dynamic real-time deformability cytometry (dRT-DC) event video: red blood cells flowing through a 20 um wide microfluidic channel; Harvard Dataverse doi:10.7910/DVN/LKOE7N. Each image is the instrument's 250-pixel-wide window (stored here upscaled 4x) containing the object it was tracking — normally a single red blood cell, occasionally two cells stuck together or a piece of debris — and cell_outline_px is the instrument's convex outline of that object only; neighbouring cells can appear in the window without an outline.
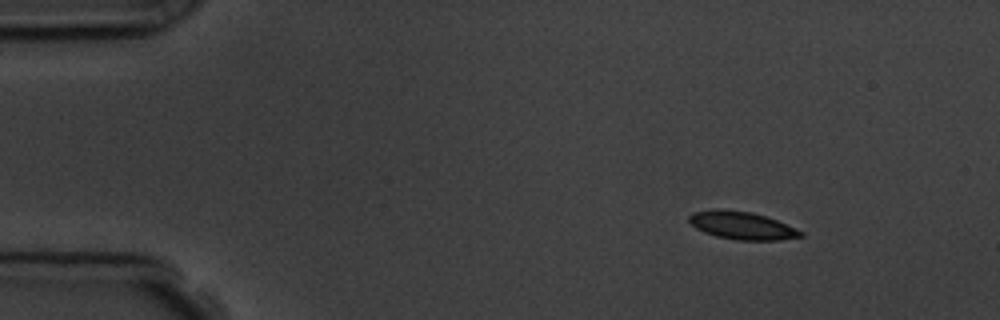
{"species": "common noctule bat (a hibernating species)", "species_latin": "Nyctalus noctula", "temperature_condition": "room temperature", "stored_images_in_passage": 6, "camera_frame_rate_fps": 3000, "um_per_image_px": 0.085, "animal": {"sex": "male", "body_mass_g": 19.5, "forearm_length_mm": 54.6}, "frame": {"image": 1, "passage_image": 2, "time_ms": 1.333, "image_size_px": [1000, 320], "cell_outline_px": [[804, 236], [780, 240], [736, 240], [716, 236], [704, 232], [696, 228], [688, 220], [688, 216], [692, 212], [712, 208], [720, 208], [752, 212], [776, 220], [796, 228], [804, 232]], "centroid_in_image_um": [63.04, 19.15], "position_along_channel_um": 22.0, "area_um2": 18.26}}
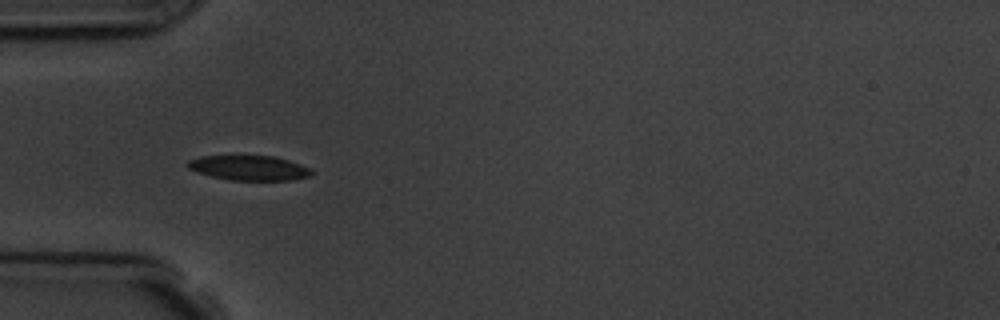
{"frame": {"image": 2, "passage_image": 5, "time_ms": 4.667, "image_size_px": [1000, 320], "cell_outline_px": [[316, 172], [312, 176], [292, 180], [232, 180], [212, 176], [196, 172], [188, 168], [184, 164], [188, 160], [200, 156], [272, 156], [288, 160], [312, 168]], "centroid_in_image_um": [21.2, 14.27], "position_along_channel_um": 63.8, "area_um2": 18.09}}